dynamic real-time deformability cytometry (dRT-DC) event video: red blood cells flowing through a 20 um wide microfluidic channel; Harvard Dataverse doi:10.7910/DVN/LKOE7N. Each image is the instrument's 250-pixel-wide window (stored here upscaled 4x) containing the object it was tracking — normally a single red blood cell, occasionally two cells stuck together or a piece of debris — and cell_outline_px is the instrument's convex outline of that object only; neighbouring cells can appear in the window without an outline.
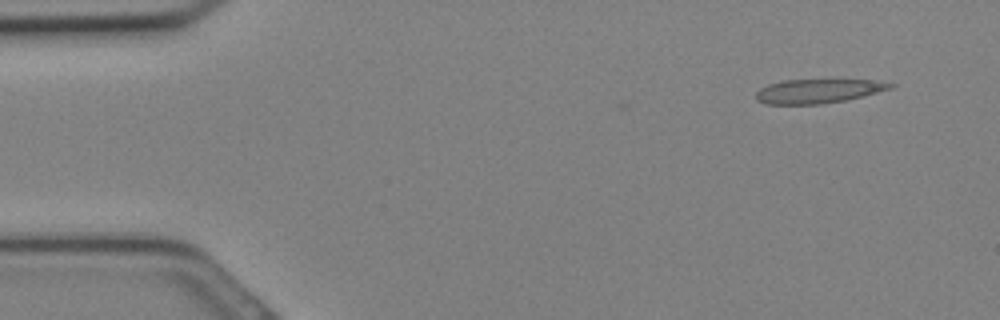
{"species": "Egyptian fruit bat (a non-hibernating species)", "species_latin": "Rousettus aegyptiacus", "temperature_condition": "cold", "stored_images_in_passage": 31, "camera_frame_rate_fps": 3000, "um_per_image_px": 0.085, "animal": {"sex": "female"}, "frame": {"image": 1, "passage_image": 3, "time_ms": 0.667, "image_size_px": [1000, 320], "cell_outline_px": [[896, 84], [892, 88], [864, 96], [848, 100], [820, 104], [764, 104], [756, 100], [756, 92], [760, 88], [768, 84], [784, 80], [840, 76], [876, 80]], "centroid_in_image_um": [69.63, 7.68], "position_along_channel_um": 15.4, "area_um2": 20.29}}
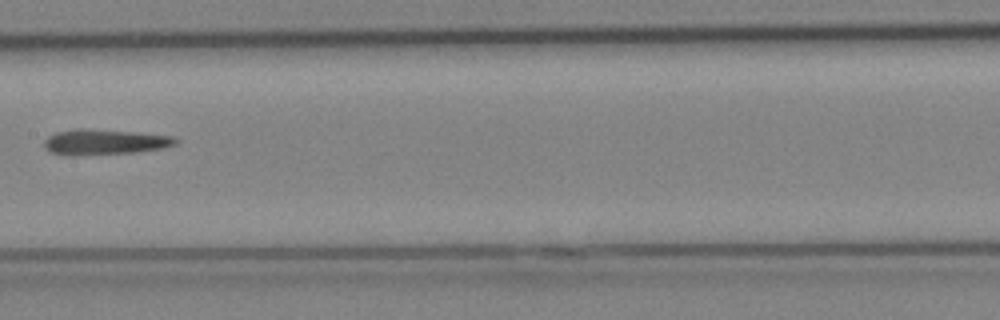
{"frame": {"image": 2, "passage_image": 16, "time_ms": 5.0, "image_size_px": [1000, 320], "cell_outline_px": [[180, 140], [176, 144], [164, 148], [136, 152], [76, 156], [64, 156], [48, 152], [44, 148], [44, 140], [48, 136], [56, 132], [76, 128], [80, 128], [136, 132], [176, 136]], "centroid_in_image_um": [8.87, 12.08], "position_along_channel_um": 198.5, "area_um2": 20.0}}
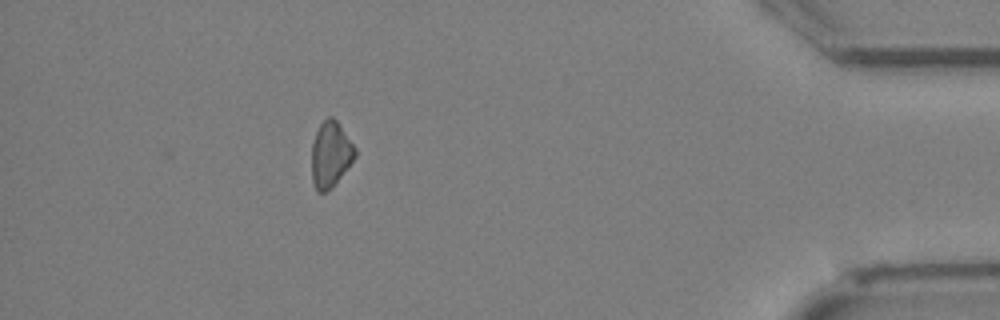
{"frame": {"image": 3, "passage_image": 28, "time_ms": 9.0, "image_size_px": [1000, 320], "cell_outline_px": [[356, 156], [340, 176], [324, 192], [316, 192], [312, 180], [312, 144], [316, 132], [320, 124], [328, 116], [332, 116], [336, 120], [356, 148]], "centroid_in_image_um": [28.08, 13.09], "position_along_channel_um": 407.1, "area_um2": 16.18}}